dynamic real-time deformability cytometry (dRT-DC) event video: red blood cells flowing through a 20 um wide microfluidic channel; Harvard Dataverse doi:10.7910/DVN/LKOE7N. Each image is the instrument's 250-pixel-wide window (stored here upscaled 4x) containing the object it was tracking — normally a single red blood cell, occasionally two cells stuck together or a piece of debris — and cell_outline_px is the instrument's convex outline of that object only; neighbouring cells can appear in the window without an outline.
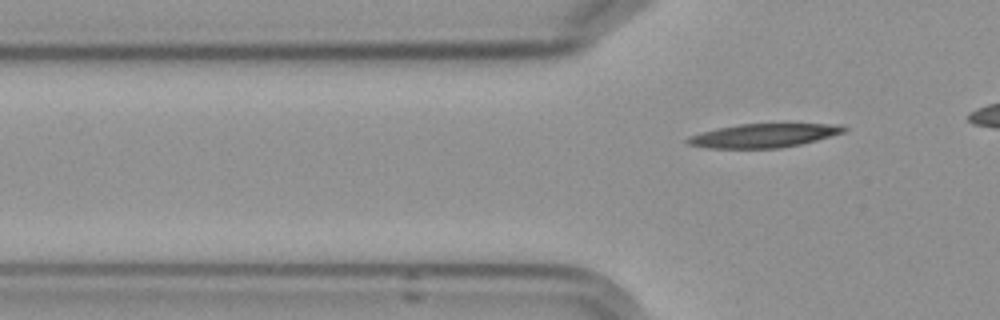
{"species": "Egyptian fruit bat (a non-hibernating species)", "species_latin": "Rousettus aegyptiacus", "temperature_condition": "cold", "stored_images_in_passage": 5, "segment_of_instrument_passage": [2, 2], "camera_frame_rate_fps": 3000, "um_per_image_px": 0.085, "frame": {"image": 1, "passage_image": 5, "time_ms": 5.667, "image_size_px": [1000, 320], "cell_outline_px": [[848, 128], [844, 132], [816, 140], [800, 144], [780, 148], [708, 148], [684, 144], [684, 140], [688, 136], [700, 132], [716, 128], [740, 124], [788, 120], [844, 124]], "centroid_in_image_um": [65.0, 11.45], "position_along_channel_um": 60.8, "area_um2": 23.29}}